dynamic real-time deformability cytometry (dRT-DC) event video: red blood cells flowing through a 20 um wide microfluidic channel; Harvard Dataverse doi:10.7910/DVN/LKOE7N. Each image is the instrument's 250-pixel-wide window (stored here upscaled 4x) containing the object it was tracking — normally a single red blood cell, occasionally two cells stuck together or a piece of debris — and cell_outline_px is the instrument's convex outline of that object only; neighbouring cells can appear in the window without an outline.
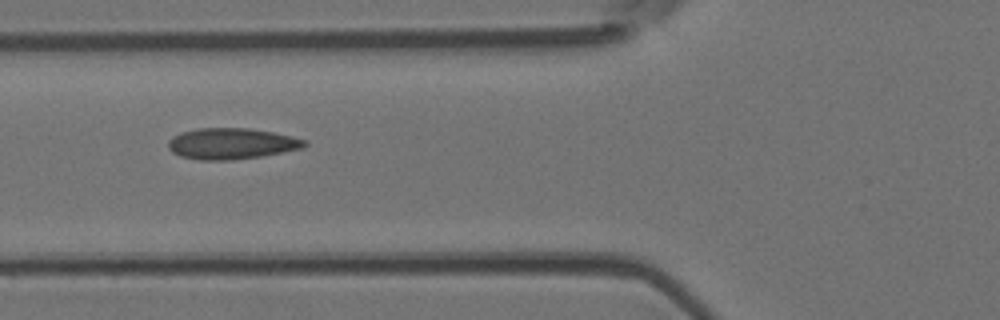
{"species": "Egyptian fruit bat (a non-hibernating species)", "species_latin": "Rousettus aegyptiacus", "temperature_condition": "room temperature", "stored_images_in_passage": 4, "camera_frame_rate_fps": 3000, "um_per_image_px": 0.085, "animal": {"sex": "female"}, "frame": {"image": 1, "passage_image": 2, "time_ms": 2.0, "image_size_px": [1000, 320], "cell_outline_px": [[308, 144], [304, 148], [260, 156], [232, 160], [200, 160], [180, 156], [172, 152], [168, 148], [168, 140], [172, 136], [180, 132], [196, 128], [248, 128], [272, 132], [292, 136], [308, 140]], "centroid_in_image_um": [19.67, 12.2], "position_along_channel_um": 106.1, "area_um2": 24.85}}
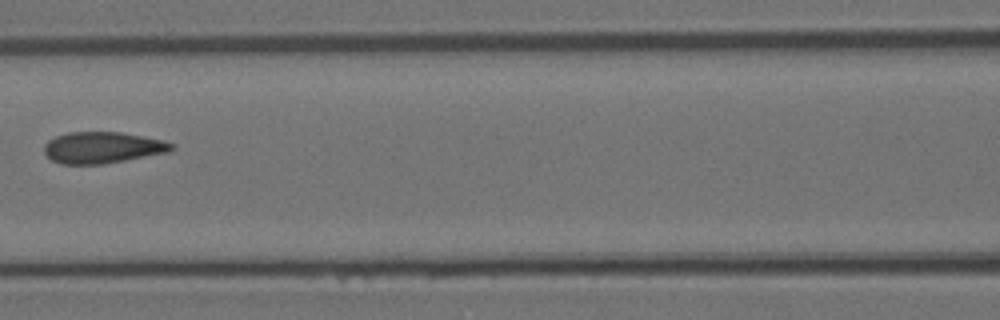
{"frame": {"image": 2, "passage_image": 3, "time_ms": 3.333, "image_size_px": [1000, 320], "cell_outline_px": [[176, 148], [172, 152], [104, 164], [60, 164], [52, 160], [44, 152], [44, 144], [48, 140], [56, 136], [68, 132], [120, 132], [164, 140], [172, 144]], "centroid_in_image_um": [8.74, 12.55], "position_along_channel_um": 157.9, "area_um2": 23.52}}
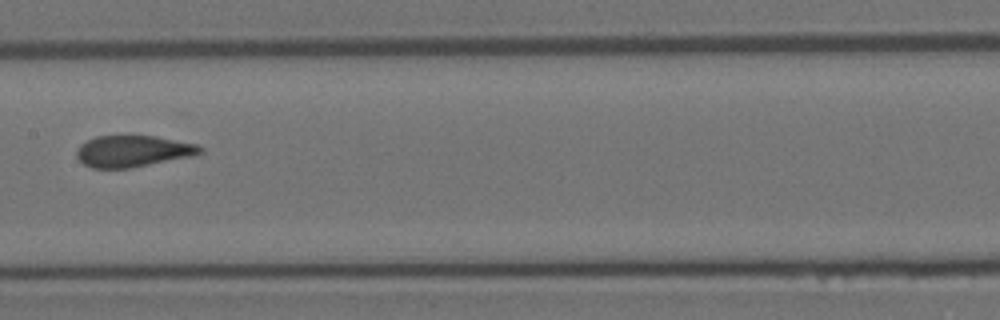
{"frame": {"image": 3, "passage_image": 4, "time_ms": 4.333, "image_size_px": [1000, 320], "cell_outline_px": [[204, 152], [192, 156], [132, 168], [92, 168], [84, 164], [76, 156], [76, 152], [80, 144], [96, 136], [156, 136], [196, 144], [204, 148]], "centroid_in_image_um": [11.31, 12.85], "position_along_channel_um": 196.1, "area_um2": 22.66}}